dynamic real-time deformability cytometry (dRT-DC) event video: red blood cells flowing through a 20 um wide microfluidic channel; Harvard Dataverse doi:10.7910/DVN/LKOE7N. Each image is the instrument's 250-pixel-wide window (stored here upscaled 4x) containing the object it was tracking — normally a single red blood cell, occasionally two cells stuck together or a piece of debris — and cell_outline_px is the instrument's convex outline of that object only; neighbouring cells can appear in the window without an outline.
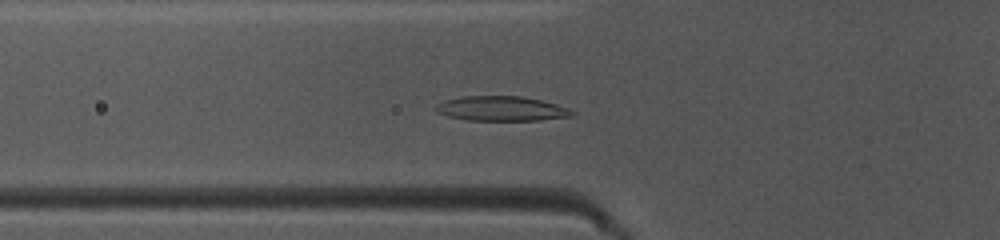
{"species": "common noctule bat (a hibernating species)", "species_latin": "Nyctalus noctula", "temperature_condition": "warm", "stored_images_in_passage": 38, "camera_frame_rate_fps": 3000, "um_per_image_px": 0.085, "animal": {"sex": "female", "body_mass_g": 10.0, "forearm_length_mm": 53.1}, "frame": {"image": 1, "passage_image": 6, "time_ms": 1.667, "image_size_px": [1000, 240], "cell_outline_px": [[576, 112], [572, 116], [540, 120], [468, 120], [448, 116], [436, 112], [432, 108], [436, 104], [444, 100], [464, 96], [520, 96], [540, 100], [556, 104], [568, 108]], "centroid_in_image_um": [42.58, 9.23], "position_along_channel_um": 83.2, "area_um2": 19.65}}
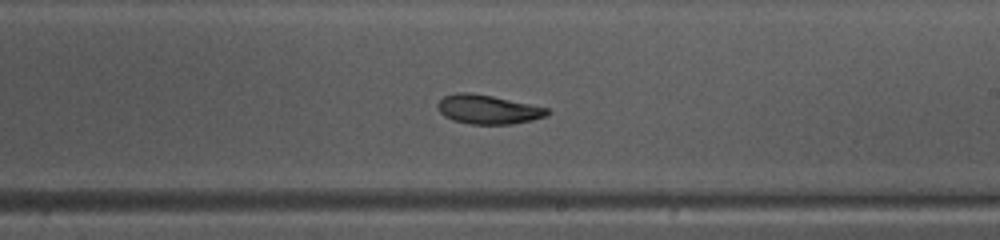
{"frame": {"image": 2, "passage_image": 18, "time_ms": 5.667, "image_size_px": [1000, 240], "cell_outline_px": [[552, 112], [544, 116], [532, 120], [512, 124], [468, 124], [452, 120], [444, 116], [440, 112], [436, 104], [444, 96], [456, 92], [468, 92], [492, 96], [548, 108]], "centroid_in_image_um": [41.45, 9.3], "position_along_channel_um": 247.6, "area_um2": 18.55}}
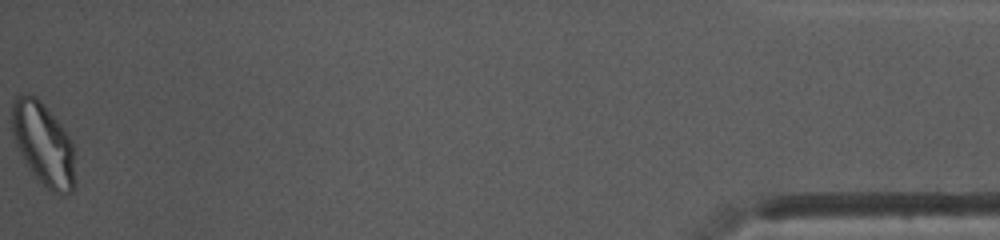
{"frame": {"image": 3, "passage_image": 38, "time_ms": 12.333, "image_size_px": [1000, 240], "cell_outline_px": [[76, 188], [72, 192], [64, 196], [60, 196], [52, 192], [36, 176], [24, 160], [12, 136], [12, 100], [20, 92], [28, 92], [36, 96], [44, 104], [60, 124], [72, 140]], "centroid_in_image_um": [3.7, 12.22], "position_along_channel_um": 431.5, "area_um2": 30.81}, "authors_computed_cell_mechanics": {"area_um2": 19.363, "velocity_mm_per_s": 4.0809, "shape_relaxation_time_tau1_ms": 5.3645, "shape_relaxation_time_tau2_ms": 2.5224, "deformation_change_tau1": 0.1865, "deformation_change_tau2": 0.0805}}